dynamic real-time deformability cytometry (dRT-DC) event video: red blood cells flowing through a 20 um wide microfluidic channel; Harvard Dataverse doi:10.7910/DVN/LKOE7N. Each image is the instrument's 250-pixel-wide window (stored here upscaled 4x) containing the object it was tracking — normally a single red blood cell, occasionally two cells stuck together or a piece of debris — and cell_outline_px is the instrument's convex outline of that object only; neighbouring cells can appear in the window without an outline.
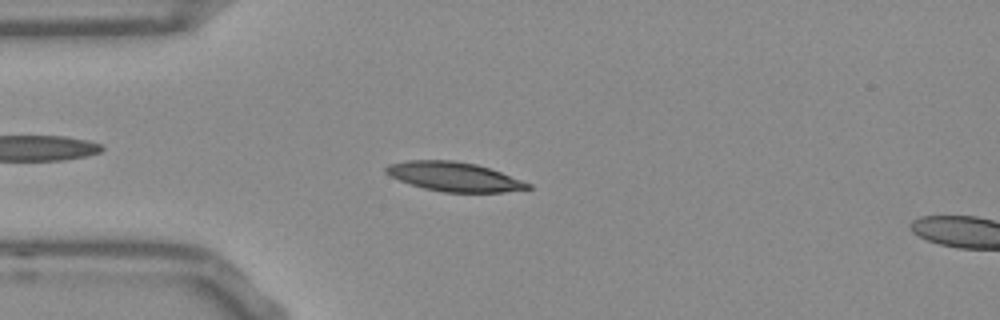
{"species": "Egyptian fruit bat (a non-hibernating species)", "species_latin": "Rousettus aegyptiacus", "temperature_condition": "room temperature", "stored_images_in_passage": 48, "segment_of_instrument_passage": [1, 2], "camera_frame_rate_fps": 3000, "um_per_image_px": 0.085, "frame": {"image": 1, "passage_image": 7, "time_ms": 2.0, "image_size_px": [1000, 320], "cell_outline_px": [[532, 188], [504, 192], [444, 192], [424, 188], [400, 180], [384, 172], [384, 168], [388, 164], [408, 160], [456, 160], [476, 164], [500, 172], [532, 184]], "centroid_in_image_um": [38.6, 15.01], "position_along_channel_um": 46.4, "area_um2": 23.99}}
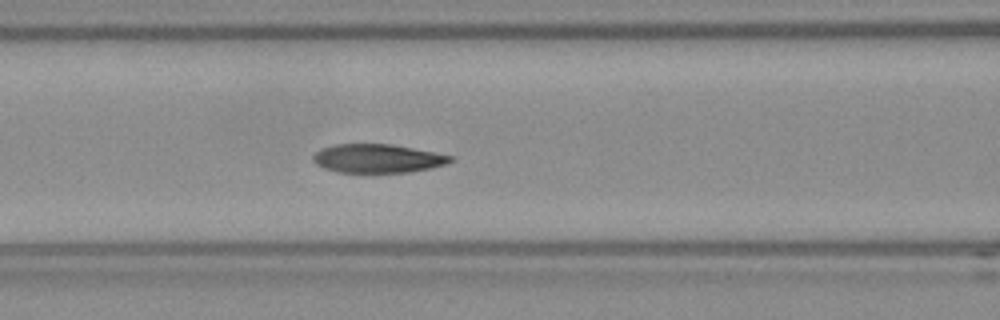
{"frame": {"image": 2, "passage_image": 15, "time_ms": 4.667, "image_size_px": [1000, 320], "cell_outline_px": [[452, 160], [444, 164], [428, 168], [408, 172], [336, 172], [324, 168], [316, 164], [312, 160], [312, 156], [316, 152], [324, 148], [336, 144], [392, 144], [452, 156]], "centroid_in_image_um": [32.03, 13.47], "position_along_channel_um": 134.6, "area_um2": 22.54}}
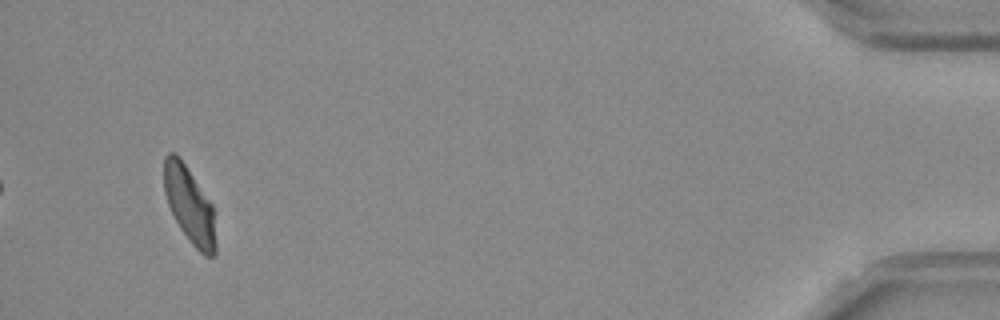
{"frame": {"image": 3, "passage_image": 44, "time_ms": 14.333, "image_size_px": [1000, 320], "cell_outline_px": [[216, 252], [212, 256], [204, 256], [192, 244], [180, 228], [168, 204], [164, 192], [164, 156], [168, 152], [172, 152], [180, 156], [212, 204], [216, 240]], "centroid_in_image_um": [16.1, 17.41], "position_along_channel_um": 419.1, "area_um2": 22.95}}